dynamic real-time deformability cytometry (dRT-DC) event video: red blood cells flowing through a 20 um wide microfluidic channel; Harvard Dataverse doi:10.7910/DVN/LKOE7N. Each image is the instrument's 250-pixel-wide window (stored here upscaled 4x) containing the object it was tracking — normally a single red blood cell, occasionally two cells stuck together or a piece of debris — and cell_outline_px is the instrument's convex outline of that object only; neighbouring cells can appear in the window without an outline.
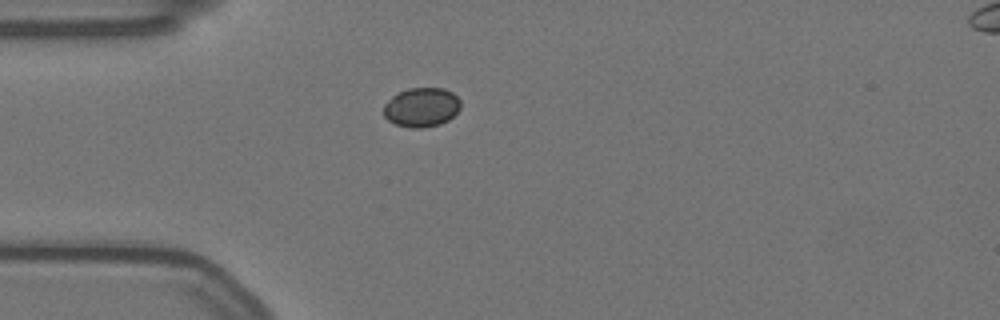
{"species": "Egyptian fruit bat (a non-hibernating species)", "species_latin": "Rousettus aegyptiacus", "temperature_condition": "warm", "stored_images_in_passage": 43, "camera_frame_rate_fps": 3000, "um_per_image_px": 0.085, "animal": {"sex": "female"}, "frame": {"image": 1, "passage_image": 1, "time_ms": 0.0, "image_size_px": [1000, 320], "cell_outline_px": [[460, 108], [448, 120], [440, 124], [420, 128], [412, 128], [396, 124], [388, 120], [384, 116], [384, 104], [392, 96], [408, 88], [444, 88], [452, 92], [460, 100]], "centroid_in_image_um": [35.83, 9.11], "position_along_channel_um": 49.2, "area_um2": 17.51}}
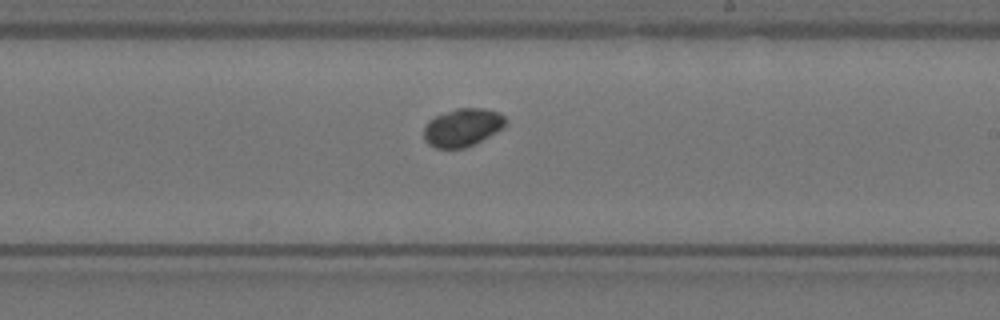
{"frame": {"image": 2, "passage_image": 19, "time_ms": 6.0, "image_size_px": [1000, 320], "cell_outline_px": [[508, 124], [496, 132], [464, 148], [436, 148], [428, 144], [424, 140], [424, 128], [428, 120], [444, 112], [456, 108], [484, 108], [500, 112], [508, 120]], "centroid_in_image_um": [39.32, 10.81], "position_along_channel_um": 249.7, "area_um2": 18.15}}
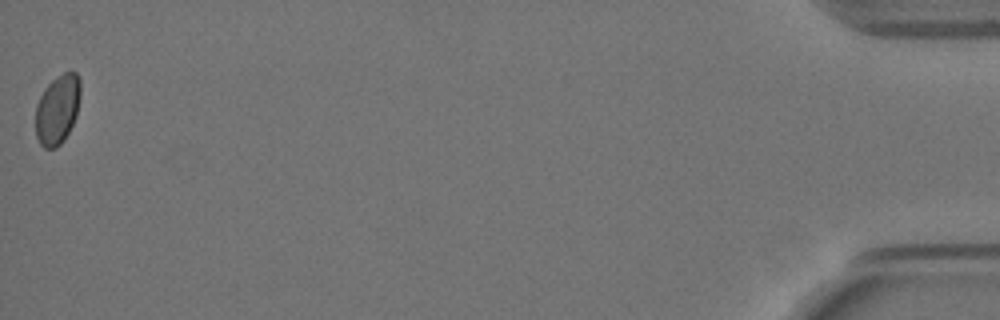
{"frame": {"image": 3, "passage_image": 43, "time_ms": 14.0, "image_size_px": [1000, 320], "cell_outline_px": [[80, 96], [76, 116], [64, 140], [56, 148], [44, 148], [40, 144], [36, 136], [36, 104], [44, 88], [52, 80], [64, 72], [76, 72], [80, 80]], "centroid_in_image_um": [4.88, 9.3], "position_along_channel_um": 430.3, "area_um2": 18.15}, "authors_computed_cell_mechanics": {"area_um2": 18.0914, "velocity_mm_per_s": 3.5096, "shape_relaxation_time_tau1_ms": 9.412, "shape_relaxation_time_tau2_ms": null, "deformation_change_tau1": 0.0518, "deformation_change_tau2": null}}